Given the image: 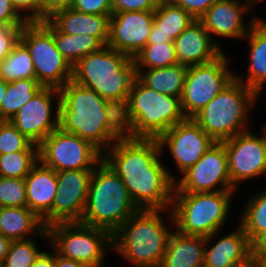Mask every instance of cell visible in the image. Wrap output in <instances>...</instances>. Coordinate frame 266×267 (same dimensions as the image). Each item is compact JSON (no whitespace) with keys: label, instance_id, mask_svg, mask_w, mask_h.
I'll list each match as a JSON object with an SVG mask.
<instances>
[{"label":"cell","instance_id":"obj_49","mask_svg":"<svg viewBox=\"0 0 266 267\" xmlns=\"http://www.w3.org/2000/svg\"><path fill=\"white\" fill-rule=\"evenodd\" d=\"M11 240L0 234V266L2 267L5 257L9 251Z\"/></svg>","mask_w":266,"mask_h":267},{"label":"cell","instance_id":"obj_21","mask_svg":"<svg viewBox=\"0 0 266 267\" xmlns=\"http://www.w3.org/2000/svg\"><path fill=\"white\" fill-rule=\"evenodd\" d=\"M24 180L27 207L43 220L46 227L52 225V204L58 183L56 172L39 160Z\"/></svg>","mask_w":266,"mask_h":267},{"label":"cell","instance_id":"obj_39","mask_svg":"<svg viewBox=\"0 0 266 267\" xmlns=\"http://www.w3.org/2000/svg\"><path fill=\"white\" fill-rule=\"evenodd\" d=\"M160 0H110L113 13L155 11Z\"/></svg>","mask_w":266,"mask_h":267},{"label":"cell","instance_id":"obj_14","mask_svg":"<svg viewBox=\"0 0 266 267\" xmlns=\"http://www.w3.org/2000/svg\"><path fill=\"white\" fill-rule=\"evenodd\" d=\"M263 137L250 130L223 141L228 155L229 176L232 185L245 179L266 175V127Z\"/></svg>","mask_w":266,"mask_h":267},{"label":"cell","instance_id":"obj_4","mask_svg":"<svg viewBox=\"0 0 266 267\" xmlns=\"http://www.w3.org/2000/svg\"><path fill=\"white\" fill-rule=\"evenodd\" d=\"M136 77L133 58L104 46L100 51L86 55L74 65L72 80L94 90L122 110Z\"/></svg>","mask_w":266,"mask_h":267},{"label":"cell","instance_id":"obj_46","mask_svg":"<svg viewBox=\"0 0 266 267\" xmlns=\"http://www.w3.org/2000/svg\"><path fill=\"white\" fill-rule=\"evenodd\" d=\"M32 267H55V253L41 252Z\"/></svg>","mask_w":266,"mask_h":267},{"label":"cell","instance_id":"obj_19","mask_svg":"<svg viewBox=\"0 0 266 267\" xmlns=\"http://www.w3.org/2000/svg\"><path fill=\"white\" fill-rule=\"evenodd\" d=\"M250 1L240 4L238 0H217L199 19L206 31L213 37L244 38L251 26L259 19L253 17L249 27L243 23V16L253 8ZM248 29H247V28Z\"/></svg>","mask_w":266,"mask_h":267},{"label":"cell","instance_id":"obj_10","mask_svg":"<svg viewBox=\"0 0 266 267\" xmlns=\"http://www.w3.org/2000/svg\"><path fill=\"white\" fill-rule=\"evenodd\" d=\"M47 231L57 254L88 267H101L106 246L112 247V234L108 230L81 222L55 223Z\"/></svg>","mask_w":266,"mask_h":267},{"label":"cell","instance_id":"obj_16","mask_svg":"<svg viewBox=\"0 0 266 267\" xmlns=\"http://www.w3.org/2000/svg\"><path fill=\"white\" fill-rule=\"evenodd\" d=\"M158 142L162 153L164 147L168 148L181 174L215 143L193 118H186L172 126L158 138Z\"/></svg>","mask_w":266,"mask_h":267},{"label":"cell","instance_id":"obj_54","mask_svg":"<svg viewBox=\"0 0 266 267\" xmlns=\"http://www.w3.org/2000/svg\"><path fill=\"white\" fill-rule=\"evenodd\" d=\"M247 1H250L253 4V6H254L255 3H256V1H258V0H247ZM259 2H260V0H259Z\"/></svg>","mask_w":266,"mask_h":267},{"label":"cell","instance_id":"obj_3","mask_svg":"<svg viewBox=\"0 0 266 267\" xmlns=\"http://www.w3.org/2000/svg\"><path fill=\"white\" fill-rule=\"evenodd\" d=\"M185 119L179 97L159 93L147 87L138 77L121 110L125 136L131 138L158 139Z\"/></svg>","mask_w":266,"mask_h":267},{"label":"cell","instance_id":"obj_29","mask_svg":"<svg viewBox=\"0 0 266 267\" xmlns=\"http://www.w3.org/2000/svg\"><path fill=\"white\" fill-rule=\"evenodd\" d=\"M53 38L57 50L72 67L86 55L98 52L105 46L95 36L62 33L54 25Z\"/></svg>","mask_w":266,"mask_h":267},{"label":"cell","instance_id":"obj_36","mask_svg":"<svg viewBox=\"0 0 266 267\" xmlns=\"http://www.w3.org/2000/svg\"><path fill=\"white\" fill-rule=\"evenodd\" d=\"M34 238L12 241L2 267H32L42 252L37 248Z\"/></svg>","mask_w":266,"mask_h":267},{"label":"cell","instance_id":"obj_35","mask_svg":"<svg viewBox=\"0 0 266 267\" xmlns=\"http://www.w3.org/2000/svg\"><path fill=\"white\" fill-rule=\"evenodd\" d=\"M39 151V145L23 135L9 120H0V154Z\"/></svg>","mask_w":266,"mask_h":267},{"label":"cell","instance_id":"obj_13","mask_svg":"<svg viewBox=\"0 0 266 267\" xmlns=\"http://www.w3.org/2000/svg\"><path fill=\"white\" fill-rule=\"evenodd\" d=\"M235 190L229 176L227 151L222 142H215L193 166L182 174L180 180L175 181L174 188V192L190 193Z\"/></svg>","mask_w":266,"mask_h":267},{"label":"cell","instance_id":"obj_24","mask_svg":"<svg viewBox=\"0 0 266 267\" xmlns=\"http://www.w3.org/2000/svg\"><path fill=\"white\" fill-rule=\"evenodd\" d=\"M0 234L11 241L29 239L31 235L49 240L43 220L27 206L0 207Z\"/></svg>","mask_w":266,"mask_h":267},{"label":"cell","instance_id":"obj_1","mask_svg":"<svg viewBox=\"0 0 266 267\" xmlns=\"http://www.w3.org/2000/svg\"><path fill=\"white\" fill-rule=\"evenodd\" d=\"M103 154V160L122 179L139 210H168L176 178L161 163L158 139H118Z\"/></svg>","mask_w":266,"mask_h":267},{"label":"cell","instance_id":"obj_6","mask_svg":"<svg viewBox=\"0 0 266 267\" xmlns=\"http://www.w3.org/2000/svg\"><path fill=\"white\" fill-rule=\"evenodd\" d=\"M163 211L138 210L112 235V248L134 267H160L172 233Z\"/></svg>","mask_w":266,"mask_h":267},{"label":"cell","instance_id":"obj_22","mask_svg":"<svg viewBox=\"0 0 266 267\" xmlns=\"http://www.w3.org/2000/svg\"><path fill=\"white\" fill-rule=\"evenodd\" d=\"M217 234L218 232H215L205 237L207 248L204 250L203 267H234L251 257V242L240 225L235 232L209 246Z\"/></svg>","mask_w":266,"mask_h":267},{"label":"cell","instance_id":"obj_25","mask_svg":"<svg viewBox=\"0 0 266 267\" xmlns=\"http://www.w3.org/2000/svg\"><path fill=\"white\" fill-rule=\"evenodd\" d=\"M205 237L171 233L160 267H203Z\"/></svg>","mask_w":266,"mask_h":267},{"label":"cell","instance_id":"obj_51","mask_svg":"<svg viewBox=\"0 0 266 267\" xmlns=\"http://www.w3.org/2000/svg\"><path fill=\"white\" fill-rule=\"evenodd\" d=\"M7 89V82L0 77V120H1V104Z\"/></svg>","mask_w":266,"mask_h":267},{"label":"cell","instance_id":"obj_7","mask_svg":"<svg viewBox=\"0 0 266 267\" xmlns=\"http://www.w3.org/2000/svg\"><path fill=\"white\" fill-rule=\"evenodd\" d=\"M258 94L236 78L194 117V121L215 141L223 142L248 131V111Z\"/></svg>","mask_w":266,"mask_h":267},{"label":"cell","instance_id":"obj_41","mask_svg":"<svg viewBox=\"0 0 266 267\" xmlns=\"http://www.w3.org/2000/svg\"><path fill=\"white\" fill-rule=\"evenodd\" d=\"M22 27L7 26L0 31V61L7 58L20 40Z\"/></svg>","mask_w":266,"mask_h":267},{"label":"cell","instance_id":"obj_5","mask_svg":"<svg viewBox=\"0 0 266 267\" xmlns=\"http://www.w3.org/2000/svg\"><path fill=\"white\" fill-rule=\"evenodd\" d=\"M138 210L122 179L102 160L93 169L80 222L113 235Z\"/></svg>","mask_w":266,"mask_h":267},{"label":"cell","instance_id":"obj_11","mask_svg":"<svg viewBox=\"0 0 266 267\" xmlns=\"http://www.w3.org/2000/svg\"><path fill=\"white\" fill-rule=\"evenodd\" d=\"M39 160L55 172L93 170L103 153L89 141L58 128L39 144Z\"/></svg>","mask_w":266,"mask_h":267},{"label":"cell","instance_id":"obj_52","mask_svg":"<svg viewBox=\"0 0 266 267\" xmlns=\"http://www.w3.org/2000/svg\"><path fill=\"white\" fill-rule=\"evenodd\" d=\"M260 267H266V252L259 253L256 257Z\"/></svg>","mask_w":266,"mask_h":267},{"label":"cell","instance_id":"obj_45","mask_svg":"<svg viewBox=\"0 0 266 267\" xmlns=\"http://www.w3.org/2000/svg\"><path fill=\"white\" fill-rule=\"evenodd\" d=\"M261 252H266V230L251 242V256L256 257Z\"/></svg>","mask_w":266,"mask_h":267},{"label":"cell","instance_id":"obj_28","mask_svg":"<svg viewBox=\"0 0 266 267\" xmlns=\"http://www.w3.org/2000/svg\"><path fill=\"white\" fill-rule=\"evenodd\" d=\"M196 19L170 0H160L154 11L151 33H162L173 41Z\"/></svg>","mask_w":266,"mask_h":267},{"label":"cell","instance_id":"obj_23","mask_svg":"<svg viewBox=\"0 0 266 267\" xmlns=\"http://www.w3.org/2000/svg\"><path fill=\"white\" fill-rule=\"evenodd\" d=\"M111 16L81 13L69 9L55 12L48 20L62 33L70 35H91L105 46L109 39Z\"/></svg>","mask_w":266,"mask_h":267},{"label":"cell","instance_id":"obj_53","mask_svg":"<svg viewBox=\"0 0 266 267\" xmlns=\"http://www.w3.org/2000/svg\"><path fill=\"white\" fill-rule=\"evenodd\" d=\"M6 27L7 25L3 23L2 21H0V31H3Z\"/></svg>","mask_w":266,"mask_h":267},{"label":"cell","instance_id":"obj_50","mask_svg":"<svg viewBox=\"0 0 266 267\" xmlns=\"http://www.w3.org/2000/svg\"><path fill=\"white\" fill-rule=\"evenodd\" d=\"M234 267H260L258 260L251 256L245 262L235 265Z\"/></svg>","mask_w":266,"mask_h":267},{"label":"cell","instance_id":"obj_8","mask_svg":"<svg viewBox=\"0 0 266 267\" xmlns=\"http://www.w3.org/2000/svg\"><path fill=\"white\" fill-rule=\"evenodd\" d=\"M233 192H174L169 216L175 230L204 237L218 232L229 217Z\"/></svg>","mask_w":266,"mask_h":267},{"label":"cell","instance_id":"obj_38","mask_svg":"<svg viewBox=\"0 0 266 267\" xmlns=\"http://www.w3.org/2000/svg\"><path fill=\"white\" fill-rule=\"evenodd\" d=\"M72 9L87 14L111 16L110 0H74Z\"/></svg>","mask_w":266,"mask_h":267},{"label":"cell","instance_id":"obj_48","mask_svg":"<svg viewBox=\"0 0 266 267\" xmlns=\"http://www.w3.org/2000/svg\"><path fill=\"white\" fill-rule=\"evenodd\" d=\"M156 43H174L173 40L169 36H165L162 33H150L147 44H155Z\"/></svg>","mask_w":266,"mask_h":267},{"label":"cell","instance_id":"obj_27","mask_svg":"<svg viewBox=\"0 0 266 267\" xmlns=\"http://www.w3.org/2000/svg\"><path fill=\"white\" fill-rule=\"evenodd\" d=\"M188 68L173 65L163 68L147 69V72L136 71L137 77L149 88L181 98Z\"/></svg>","mask_w":266,"mask_h":267},{"label":"cell","instance_id":"obj_18","mask_svg":"<svg viewBox=\"0 0 266 267\" xmlns=\"http://www.w3.org/2000/svg\"><path fill=\"white\" fill-rule=\"evenodd\" d=\"M153 20L154 11L113 13L107 46L134 58L147 45Z\"/></svg>","mask_w":266,"mask_h":267},{"label":"cell","instance_id":"obj_2","mask_svg":"<svg viewBox=\"0 0 266 267\" xmlns=\"http://www.w3.org/2000/svg\"><path fill=\"white\" fill-rule=\"evenodd\" d=\"M59 128L87 140L103 154L125 136L121 110L72 79L59 89Z\"/></svg>","mask_w":266,"mask_h":267},{"label":"cell","instance_id":"obj_12","mask_svg":"<svg viewBox=\"0 0 266 267\" xmlns=\"http://www.w3.org/2000/svg\"><path fill=\"white\" fill-rule=\"evenodd\" d=\"M225 56L222 53L212 62L188 68L180 98L186 118H193L235 79V73L228 70Z\"/></svg>","mask_w":266,"mask_h":267},{"label":"cell","instance_id":"obj_40","mask_svg":"<svg viewBox=\"0 0 266 267\" xmlns=\"http://www.w3.org/2000/svg\"><path fill=\"white\" fill-rule=\"evenodd\" d=\"M0 21L14 27H23L28 22L10 0H0Z\"/></svg>","mask_w":266,"mask_h":267},{"label":"cell","instance_id":"obj_9","mask_svg":"<svg viewBox=\"0 0 266 267\" xmlns=\"http://www.w3.org/2000/svg\"><path fill=\"white\" fill-rule=\"evenodd\" d=\"M20 41L29 50L35 77L43 87L60 89L72 79L73 67L57 50L48 19L28 21L21 29Z\"/></svg>","mask_w":266,"mask_h":267},{"label":"cell","instance_id":"obj_30","mask_svg":"<svg viewBox=\"0 0 266 267\" xmlns=\"http://www.w3.org/2000/svg\"><path fill=\"white\" fill-rule=\"evenodd\" d=\"M43 88L37 79H21L7 83L1 104V120H10L19 109Z\"/></svg>","mask_w":266,"mask_h":267},{"label":"cell","instance_id":"obj_15","mask_svg":"<svg viewBox=\"0 0 266 267\" xmlns=\"http://www.w3.org/2000/svg\"><path fill=\"white\" fill-rule=\"evenodd\" d=\"M57 106L52 119V99ZM59 89L43 87L9 120L23 135L39 145L51 132L59 128Z\"/></svg>","mask_w":266,"mask_h":267},{"label":"cell","instance_id":"obj_17","mask_svg":"<svg viewBox=\"0 0 266 267\" xmlns=\"http://www.w3.org/2000/svg\"><path fill=\"white\" fill-rule=\"evenodd\" d=\"M93 170L56 172L57 194L52 204V224L80 222L87 203Z\"/></svg>","mask_w":266,"mask_h":267},{"label":"cell","instance_id":"obj_43","mask_svg":"<svg viewBox=\"0 0 266 267\" xmlns=\"http://www.w3.org/2000/svg\"><path fill=\"white\" fill-rule=\"evenodd\" d=\"M174 5L183 8L191 14L195 19L201 16L217 1V0H170Z\"/></svg>","mask_w":266,"mask_h":267},{"label":"cell","instance_id":"obj_44","mask_svg":"<svg viewBox=\"0 0 266 267\" xmlns=\"http://www.w3.org/2000/svg\"><path fill=\"white\" fill-rule=\"evenodd\" d=\"M15 8L20 11L30 12L28 15H25V18L28 21H38V3L37 0H10Z\"/></svg>","mask_w":266,"mask_h":267},{"label":"cell","instance_id":"obj_34","mask_svg":"<svg viewBox=\"0 0 266 267\" xmlns=\"http://www.w3.org/2000/svg\"><path fill=\"white\" fill-rule=\"evenodd\" d=\"M39 161V151L0 154V176L24 179Z\"/></svg>","mask_w":266,"mask_h":267},{"label":"cell","instance_id":"obj_33","mask_svg":"<svg viewBox=\"0 0 266 267\" xmlns=\"http://www.w3.org/2000/svg\"><path fill=\"white\" fill-rule=\"evenodd\" d=\"M176 51L174 43L147 44L134 58L136 71L163 68L175 65ZM142 66L144 68H142Z\"/></svg>","mask_w":266,"mask_h":267},{"label":"cell","instance_id":"obj_47","mask_svg":"<svg viewBox=\"0 0 266 267\" xmlns=\"http://www.w3.org/2000/svg\"><path fill=\"white\" fill-rule=\"evenodd\" d=\"M55 267H88L87 265L61 257L55 251Z\"/></svg>","mask_w":266,"mask_h":267},{"label":"cell","instance_id":"obj_37","mask_svg":"<svg viewBox=\"0 0 266 267\" xmlns=\"http://www.w3.org/2000/svg\"><path fill=\"white\" fill-rule=\"evenodd\" d=\"M26 185L21 178L0 176V207H26Z\"/></svg>","mask_w":266,"mask_h":267},{"label":"cell","instance_id":"obj_31","mask_svg":"<svg viewBox=\"0 0 266 267\" xmlns=\"http://www.w3.org/2000/svg\"><path fill=\"white\" fill-rule=\"evenodd\" d=\"M0 77L7 83L21 79H36L32 57L20 40L10 55L0 61Z\"/></svg>","mask_w":266,"mask_h":267},{"label":"cell","instance_id":"obj_20","mask_svg":"<svg viewBox=\"0 0 266 267\" xmlns=\"http://www.w3.org/2000/svg\"><path fill=\"white\" fill-rule=\"evenodd\" d=\"M196 19L173 42L175 45V65L190 68L198 64L214 61L223 52L214 39Z\"/></svg>","mask_w":266,"mask_h":267},{"label":"cell","instance_id":"obj_26","mask_svg":"<svg viewBox=\"0 0 266 267\" xmlns=\"http://www.w3.org/2000/svg\"><path fill=\"white\" fill-rule=\"evenodd\" d=\"M246 36L250 49L247 77L246 80L238 76L235 78L260 95L263 84L266 82V21L259 18Z\"/></svg>","mask_w":266,"mask_h":267},{"label":"cell","instance_id":"obj_42","mask_svg":"<svg viewBox=\"0 0 266 267\" xmlns=\"http://www.w3.org/2000/svg\"><path fill=\"white\" fill-rule=\"evenodd\" d=\"M38 21H44L55 12L72 8L74 0H37Z\"/></svg>","mask_w":266,"mask_h":267},{"label":"cell","instance_id":"obj_32","mask_svg":"<svg viewBox=\"0 0 266 267\" xmlns=\"http://www.w3.org/2000/svg\"><path fill=\"white\" fill-rule=\"evenodd\" d=\"M239 225L252 242L266 230V189L247 201Z\"/></svg>","mask_w":266,"mask_h":267}]
</instances>
